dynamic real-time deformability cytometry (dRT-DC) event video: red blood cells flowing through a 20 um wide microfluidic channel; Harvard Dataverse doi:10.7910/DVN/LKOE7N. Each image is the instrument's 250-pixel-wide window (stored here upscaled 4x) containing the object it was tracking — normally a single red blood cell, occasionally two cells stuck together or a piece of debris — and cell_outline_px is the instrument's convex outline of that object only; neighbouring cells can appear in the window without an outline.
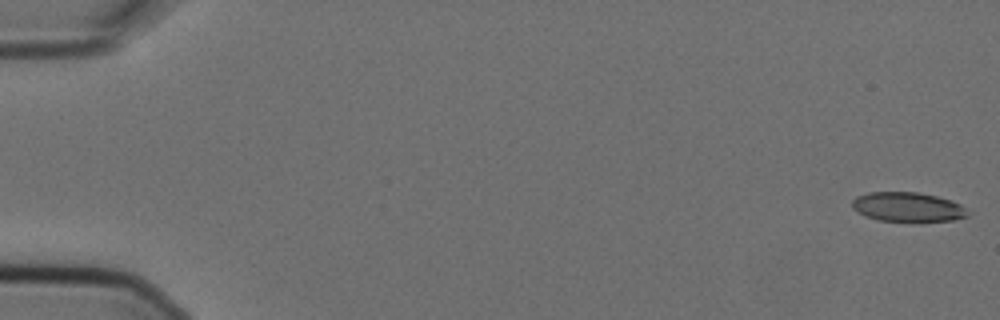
{"species": "Egyptian fruit bat (a non-hibernating species)", "species_latin": "Rousettus aegyptiacus", "temperature_condition": "cold", "stored_images_in_passage": 6, "segment_of_instrument_passage": [1, 2], "camera_frame_rate_fps": 3000, "um_per_image_px": 0.085, "animal": {"sex": "female"}, "frame": {"image": 1, "passage_image": 1, "time_ms": 0.0, "image_size_px": [1000, 320], "cell_outline_px": [[968, 216], [952, 220], [880, 220], [868, 216], [852, 208], [852, 200], [856, 196], [868, 192], [916, 192], [936, 196], [952, 200], [960, 204], [964, 208]], "centroid_in_image_um": [77.13, 17.56], "position_along_channel_um": 7.9, "area_um2": 19.25}}